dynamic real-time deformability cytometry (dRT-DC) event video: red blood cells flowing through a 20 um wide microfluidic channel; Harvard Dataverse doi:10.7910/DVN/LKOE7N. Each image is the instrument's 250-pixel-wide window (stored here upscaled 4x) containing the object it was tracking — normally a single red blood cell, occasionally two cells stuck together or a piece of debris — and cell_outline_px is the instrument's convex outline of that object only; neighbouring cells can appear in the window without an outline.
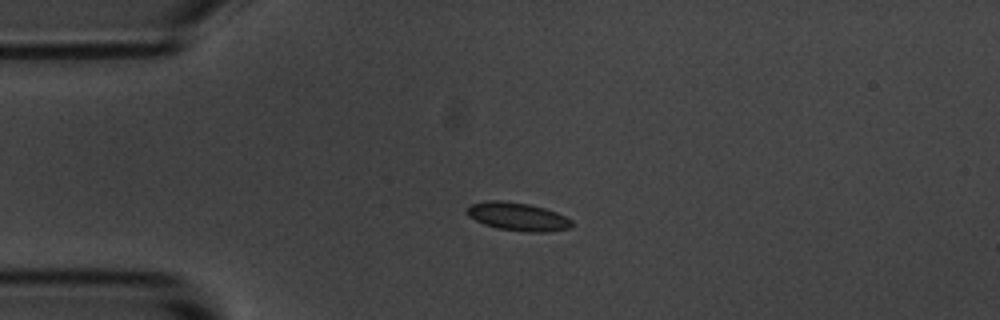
{"species": "common noctule bat (a hibernating species)", "species_latin": "Nyctalus noctula", "temperature_condition": "room temperature", "stored_images_in_passage": 2, "camera_frame_rate_fps": 3000, "um_per_image_px": 0.085, "animal": {"sex": "male", "body_mass_g": 20.1, "forearm_length_mm": 53.5}, "frame": {"image": 1, "passage_image": 1, "time_ms": 0.0, "image_size_px": [1000, 320], "cell_outline_px": [[572, 228], [548, 232], [528, 232], [496, 228], [484, 224], [468, 216], [464, 212], [472, 204], [488, 200], [500, 200], [528, 204], [544, 208], [556, 212], [572, 220]], "centroid_in_image_um": [44.01, 18.42], "position_along_channel_um": 41.0, "area_um2": 17.22}}